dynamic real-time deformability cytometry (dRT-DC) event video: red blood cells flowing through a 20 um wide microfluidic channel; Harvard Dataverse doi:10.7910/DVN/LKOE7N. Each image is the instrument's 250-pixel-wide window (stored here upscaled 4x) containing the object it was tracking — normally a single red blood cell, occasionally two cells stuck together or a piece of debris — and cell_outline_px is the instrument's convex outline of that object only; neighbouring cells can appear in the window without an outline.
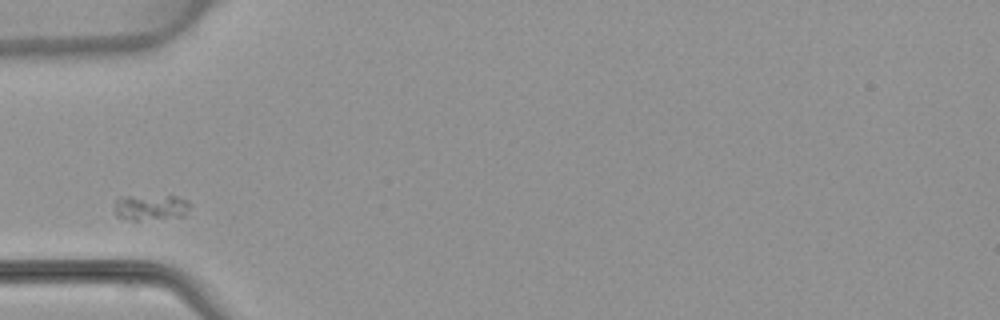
{"species": "common noctule bat (a hibernating species)", "species_latin": "Nyctalus noctula", "temperature_condition": "warm", "stored_images_in_passage": 4, "camera_frame_rate_fps": 3000, "um_per_image_px": 0.085, "animal": {"sex": "female", "body_mass_g": 22.7, "forearm_length_mm": 54.2}, "frame": {"image": 1, "passage_image": 1, "time_ms": 0.0, "image_size_px": [1000, 320], "cell_outline_px": [[188, 208], [184, 216], [136, 220], [132, 220], [120, 216], [116, 212], [116, 200], [120, 196], [176, 196], [188, 200]], "centroid_in_image_um": [12.83, 17.6], "position_along_channel_um": 72.2, "area_um2": 10.98}}
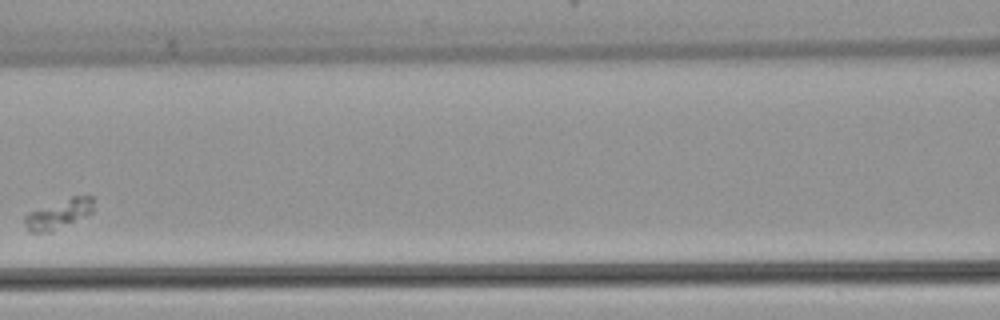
{"frame": {"image": 2, "passage_image": 3, "time_ms": 2.333, "image_size_px": [1000, 320], "cell_outline_px": [[92, 212], [52, 232], [28, 232], [24, 224], [24, 216], [28, 212], [72, 196], [92, 196]], "centroid_in_image_um": [4.93, 18.21], "position_along_channel_um": 161.7, "area_um2": 11.62}}
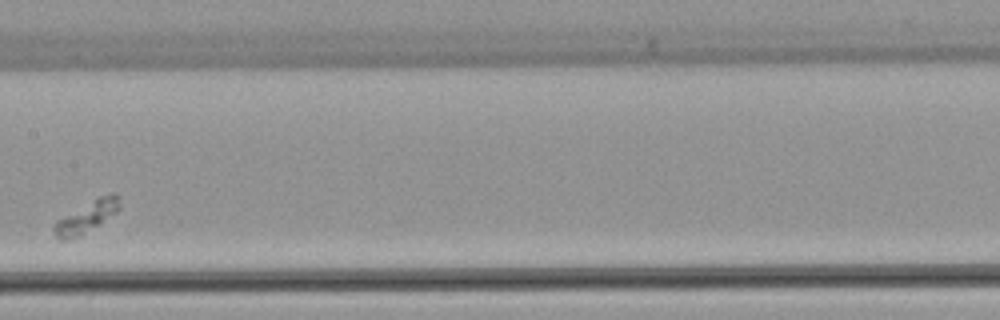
{"frame": {"image": 3, "passage_image": 4, "time_ms": 3.333, "image_size_px": [1000, 320], "cell_outline_px": [[120, 208], [116, 212], [100, 224], [80, 236], [68, 240], [60, 240], [56, 236], [52, 228], [56, 220], [96, 196], [112, 192], [116, 192], [120, 196]], "centroid_in_image_um": [7.38, 18.39], "position_along_channel_um": 200.0, "area_um2": 12.43}}